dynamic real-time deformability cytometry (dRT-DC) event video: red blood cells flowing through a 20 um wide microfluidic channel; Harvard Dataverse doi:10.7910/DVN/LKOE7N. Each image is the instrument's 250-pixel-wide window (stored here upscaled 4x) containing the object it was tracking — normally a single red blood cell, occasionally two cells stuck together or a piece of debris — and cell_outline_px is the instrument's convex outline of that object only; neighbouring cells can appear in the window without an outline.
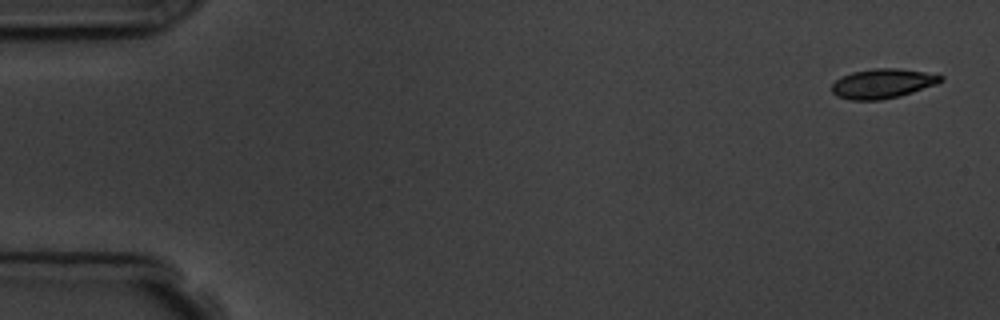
{"species": "common noctule bat (a hibernating species)", "species_latin": "Nyctalus noctula", "temperature_condition": "room temperature", "stored_images_in_passage": 5, "camera_frame_rate_fps": 3000, "um_per_image_px": 0.085, "animal": {"sex": "male", "body_mass_g": 19.5, "forearm_length_mm": 54.6}, "frame": {"image": 1, "passage_image": 1, "time_ms": 0.0, "image_size_px": [1000, 320], "cell_outline_px": [[944, 80], [936, 84], [900, 96], [880, 100], [852, 100], [836, 96], [832, 92], [832, 84], [840, 76], [852, 72], [876, 68], [896, 68], [924, 72], [944, 76]], "centroid_in_image_um": [75.0, 7.1], "position_along_channel_um": 10.0, "area_um2": 18.73}}
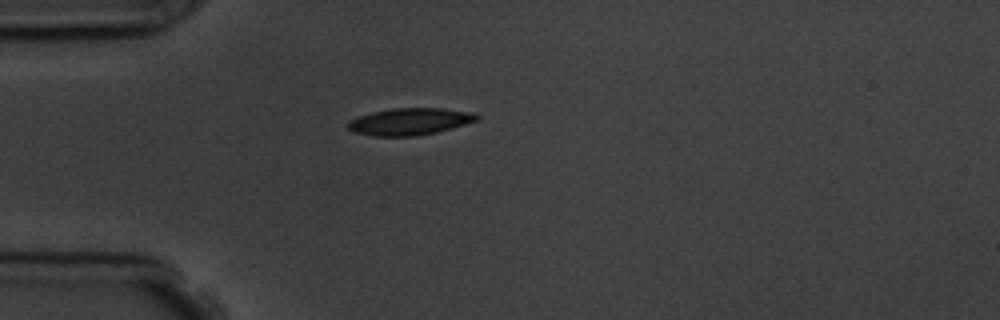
{"frame": {"image": 2, "passage_image": 4, "time_ms": 4.333, "image_size_px": [1000, 320], "cell_outline_px": [[480, 116], [476, 120], [452, 128], [436, 132], [416, 136], [372, 136], [352, 132], [348, 128], [348, 120], [372, 112], [392, 108], [444, 108], [472, 112]], "centroid_in_image_um": [34.8, 10.33], "position_along_channel_um": 50.2, "area_um2": 20.23}}